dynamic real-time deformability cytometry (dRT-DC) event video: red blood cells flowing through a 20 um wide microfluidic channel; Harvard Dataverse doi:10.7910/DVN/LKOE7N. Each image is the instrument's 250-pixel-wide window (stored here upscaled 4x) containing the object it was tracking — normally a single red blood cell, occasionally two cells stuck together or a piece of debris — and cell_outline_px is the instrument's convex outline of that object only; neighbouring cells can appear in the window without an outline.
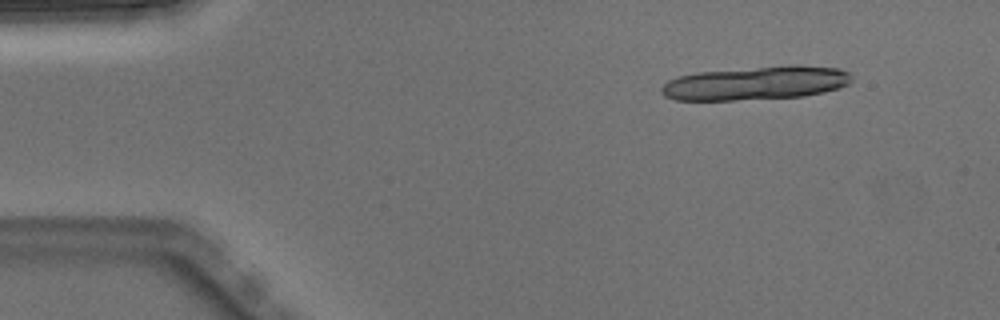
{"species": "Egyptian fruit bat (a non-hibernating species)", "species_latin": "Rousettus aegyptiacus", "temperature_condition": "warm", "stored_images_in_passage": 5, "camera_frame_rate_fps": 3000, "um_per_image_px": 0.085, "animal": {"sex": "male"}, "frame": {"image": 1, "passage_image": 2, "time_ms": 0.333, "image_size_px": [1000, 320], "cell_outline_px": [[852, 80], [848, 84], [840, 88], [824, 92], [804, 96], [732, 100], [676, 100], [664, 96], [660, 92], [660, 88], [668, 80], [676, 76], [696, 72], [792, 64], [800, 64], [840, 68], [848, 72], [852, 76]], "centroid_in_image_um": [64.27, 7.05], "position_along_channel_um": 20.7, "area_um2": 37.8}}
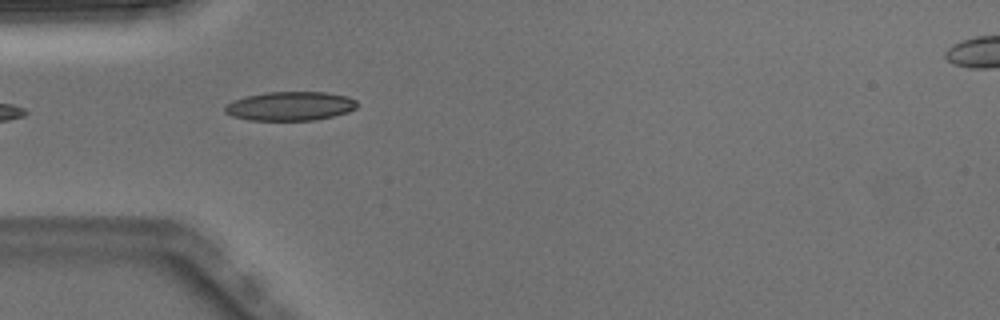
{"frame": {"image": 2, "passage_image": 4, "time_ms": 1.0, "image_size_px": [1000, 320], "cell_outline_px": [[356, 108], [348, 112], [316, 120], [248, 120], [232, 116], [224, 112], [224, 104], [232, 100], [248, 96], [268, 92], [328, 92], [348, 96], [356, 100]], "centroid_in_image_um": [24.65, 9.02], "position_along_channel_um": 60.4, "area_um2": 22.43}}